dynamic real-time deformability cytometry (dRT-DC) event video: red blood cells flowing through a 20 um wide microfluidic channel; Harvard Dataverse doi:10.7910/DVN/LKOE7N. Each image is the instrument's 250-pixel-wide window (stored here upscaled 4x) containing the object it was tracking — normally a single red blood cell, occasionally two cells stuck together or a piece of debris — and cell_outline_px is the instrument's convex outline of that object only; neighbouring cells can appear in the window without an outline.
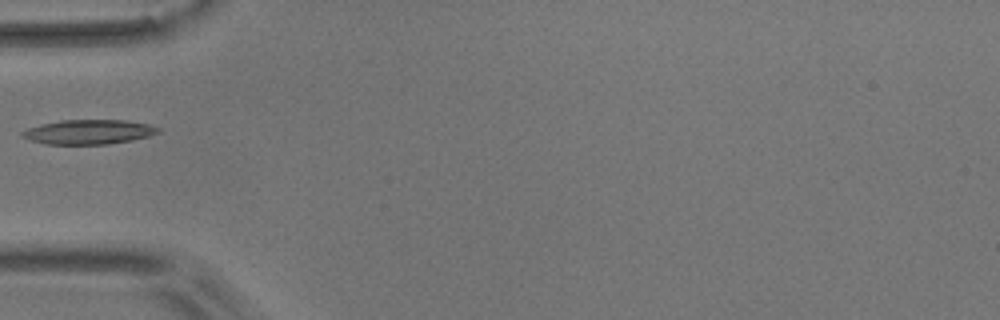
{"species": "common noctule bat (a hibernating species)", "species_latin": "Nyctalus noctula", "temperature_condition": "room temperature", "stored_images_in_passage": 5, "camera_frame_rate_fps": 3000, "um_per_image_px": 0.085, "animal": {"sex": "male", "body_mass_g": 17.9}, "frame": {"image": 1, "passage_image": 5, "time_ms": 5.333, "image_size_px": [1000, 320], "cell_outline_px": [[160, 132], [148, 136], [132, 140], [108, 144], [44, 144], [20, 136], [20, 132], [28, 128], [40, 124], [60, 120], [128, 120], [148, 124], [160, 128]], "centroid_in_image_um": [7.53, 11.21], "position_along_channel_um": 77.5, "area_um2": 19.48}}